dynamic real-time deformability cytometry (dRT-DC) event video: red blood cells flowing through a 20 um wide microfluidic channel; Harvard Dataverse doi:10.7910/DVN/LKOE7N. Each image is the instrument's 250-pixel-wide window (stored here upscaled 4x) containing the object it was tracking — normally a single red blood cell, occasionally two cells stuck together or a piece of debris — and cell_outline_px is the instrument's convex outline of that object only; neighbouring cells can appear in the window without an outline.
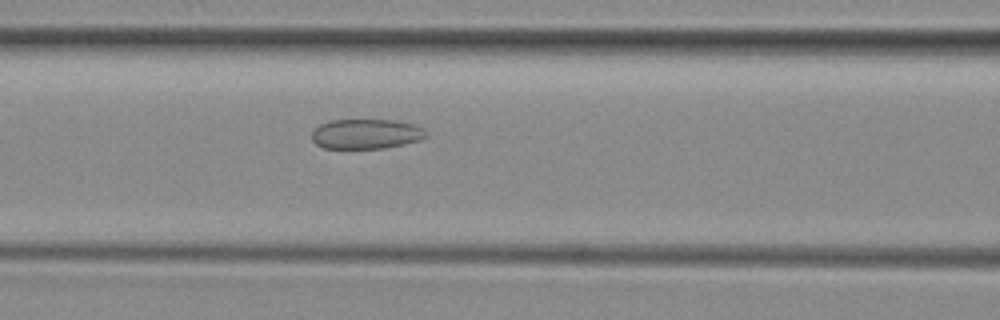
{"species": "common noctule bat (a hibernating species)", "species_latin": "Nyctalus noctula", "temperature_condition": "room temperature", "stored_images_in_passage": 39, "camera_frame_rate_fps": 3000, "um_per_image_px": 0.085, "animal": {"sex": "female", "body_mass_g": 29.2, "forearm_length_mm": 56.3}, "frame": {"image": 1, "passage_image": 8, "time_ms": 2.333, "image_size_px": [1000, 320], "cell_outline_px": [[428, 136], [420, 140], [404, 144], [384, 148], [324, 148], [316, 144], [312, 140], [312, 132], [320, 124], [332, 120], [396, 120], [412, 124], [424, 128], [428, 132]], "centroid_in_image_um": [31.15, 11.38], "position_along_channel_um": 135.4, "area_um2": 19.94}}
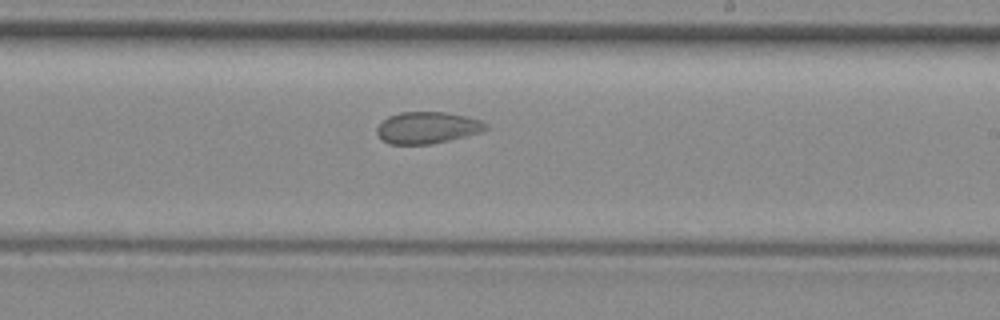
{"frame": {"image": 2, "passage_image": 17, "time_ms": 5.333, "image_size_px": [1000, 320], "cell_outline_px": [[488, 128], [484, 132], [432, 144], [388, 144], [380, 140], [376, 132], [376, 128], [388, 116], [400, 112], [444, 112], [464, 116], [480, 120], [488, 124]], "centroid_in_image_um": [36.32, 10.86], "position_along_channel_um": 252.7, "area_um2": 20.29}}
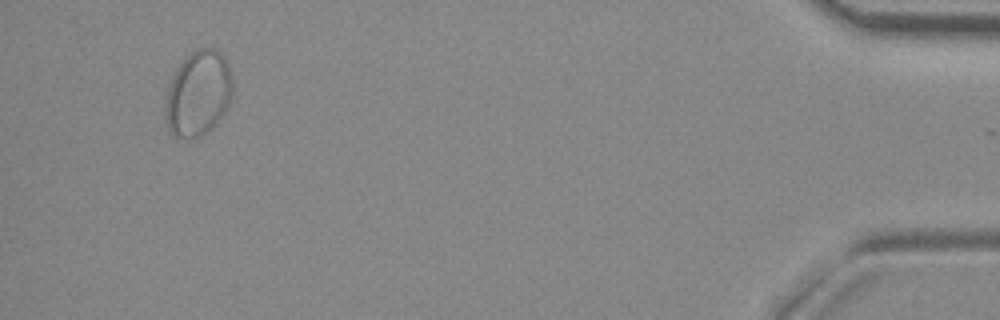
{"frame": {"image": 3, "passage_image": 36, "time_ms": 11.667, "image_size_px": [1000, 320], "cell_outline_px": [[232, 92], [228, 104], [216, 124], [200, 136], [172, 136], [168, 128], [164, 116], [164, 108], [168, 88], [172, 76], [180, 64], [196, 48], [212, 48], [220, 52], [228, 60], [232, 80]], "centroid_in_image_um": [16.84, 7.92], "position_along_channel_um": 418.4, "area_um2": 33.18}}